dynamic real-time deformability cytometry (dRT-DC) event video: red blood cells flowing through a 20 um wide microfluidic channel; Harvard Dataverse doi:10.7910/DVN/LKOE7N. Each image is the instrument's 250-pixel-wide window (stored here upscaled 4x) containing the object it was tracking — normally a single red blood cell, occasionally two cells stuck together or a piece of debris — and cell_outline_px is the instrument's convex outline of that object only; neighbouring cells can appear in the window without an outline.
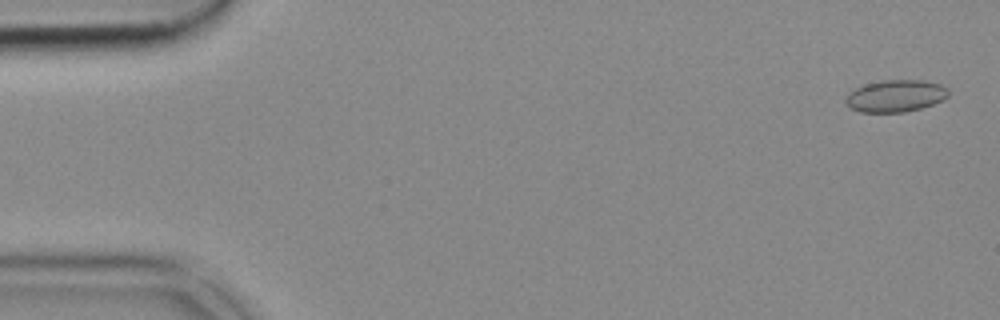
{"species": "common noctule bat (a hibernating species)", "species_latin": "Nyctalus noctula", "temperature_condition": "cold", "stored_images_in_passage": 50, "camera_frame_rate_fps": 3000, "um_per_image_px": 0.085, "animal": {"sex": "female", "body_mass_g": 18.4}, "frame": {"image": 1, "passage_image": 2, "time_ms": 0.333, "image_size_px": [1000, 320], "cell_outline_px": [[948, 96], [944, 100], [920, 108], [904, 112], [860, 112], [844, 104], [844, 100], [848, 92], [864, 84], [880, 80], [924, 80], [940, 84], [948, 88]], "centroid_in_image_um": [76.1, 8.14], "position_along_channel_um": 8.9, "area_um2": 19.36}}
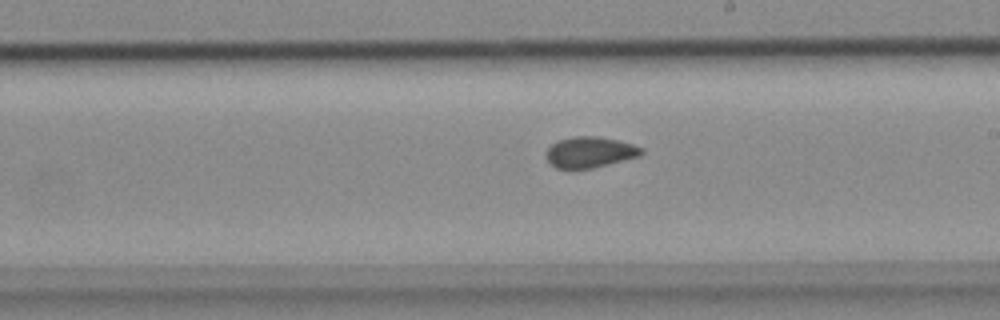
{"frame": {"image": 2, "passage_image": 30, "time_ms": 9.667, "image_size_px": [1000, 320], "cell_outline_px": [[644, 152], [640, 156], [592, 168], [556, 168], [544, 156], [544, 152], [552, 144], [560, 140], [572, 136], [596, 136], [616, 140], [632, 144], [644, 148]], "centroid_in_image_um": [50.13, 12.93], "position_along_channel_um": 238.9, "area_um2": 17.05}}
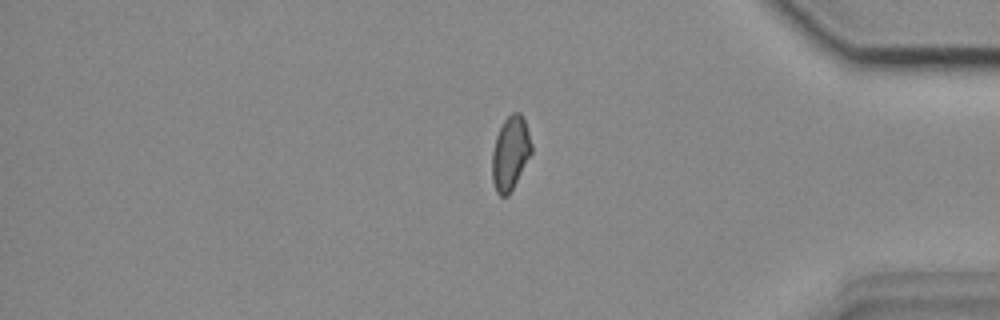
{"frame": {"image": 3, "passage_image": 44, "time_ms": 14.333, "image_size_px": [1000, 320], "cell_outline_px": [[532, 152], [508, 196], [500, 196], [496, 192], [492, 180], [492, 152], [496, 136], [504, 120], [512, 112], [520, 112], [524, 116], [532, 144]], "centroid_in_image_um": [43.38, 13.0], "position_along_channel_um": 391.8, "area_um2": 16.94}}